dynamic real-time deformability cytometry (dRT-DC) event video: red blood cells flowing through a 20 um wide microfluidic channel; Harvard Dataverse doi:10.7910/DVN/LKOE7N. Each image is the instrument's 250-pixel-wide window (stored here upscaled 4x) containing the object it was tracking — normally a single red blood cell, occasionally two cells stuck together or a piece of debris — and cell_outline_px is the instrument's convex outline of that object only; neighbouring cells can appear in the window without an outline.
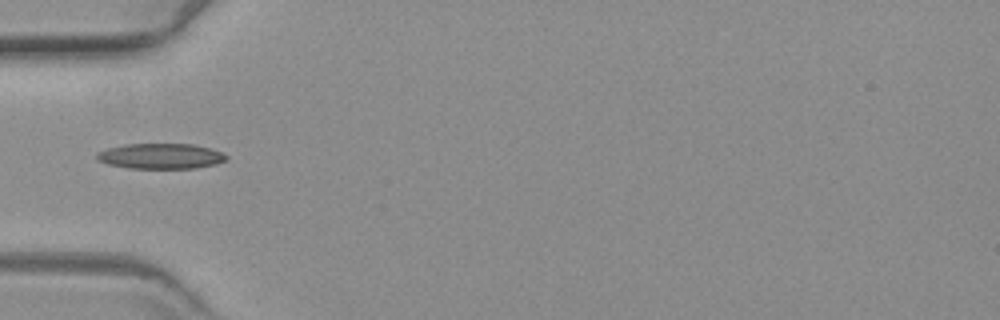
{"species": "common noctule bat (a hibernating species)", "species_latin": "Nyctalus noctula", "temperature_condition": "warm", "stored_images_in_passage": 40, "camera_frame_rate_fps": 3000, "um_per_image_px": 0.085, "animal": {"sex": "female", "body_mass_g": 19.3, "forearm_length_mm": 54.1}, "frame": {"image": 1, "passage_image": 1, "time_ms": 0.0, "image_size_px": [1000, 320], "cell_outline_px": [[228, 160], [216, 164], [196, 168], [128, 168], [108, 164], [96, 160], [96, 152], [108, 148], [124, 144], [192, 144], [208, 148], [220, 152], [228, 156]], "centroid_in_image_um": [13.64, 13.27], "position_along_channel_um": 71.4, "area_um2": 19.19}}
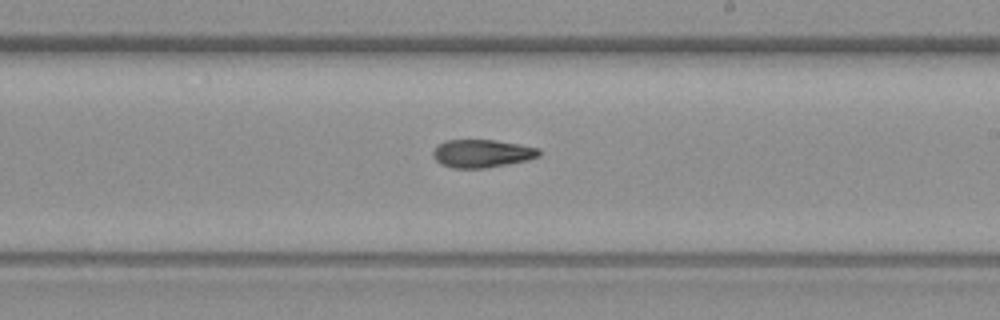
{"frame": {"image": 2, "passage_image": 16, "time_ms": 5.0, "image_size_px": [1000, 320], "cell_outline_px": [[540, 156], [528, 160], [508, 164], [484, 168], [452, 168], [440, 164], [432, 156], [432, 152], [444, 140], [496, 140], [520, 144], [540, 148]], "centroid_in_image_um": [40.98, 13.05], "position_along_channel_um": 248.0, "area_um2": 17.4}}
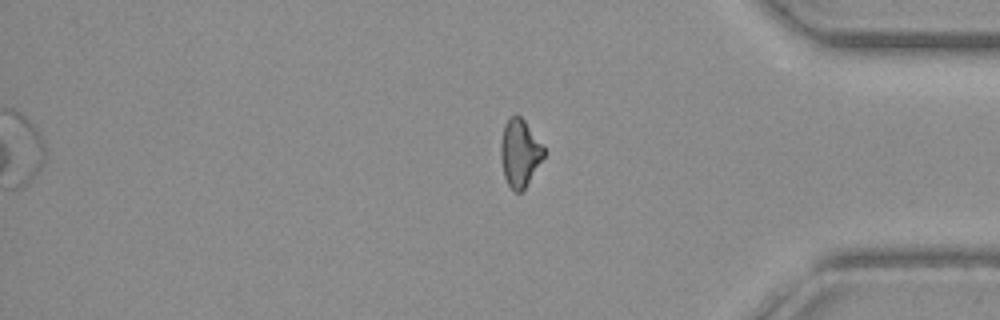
{"frame": {"image": 3, "passage_image": 30, "time_ms": 9.667, "image_size_px": [1000, 320], "cell_outline_px": [[548, 152], [524, 188], [520, 192], [516, 192], [508, 184], [504, 176], [500, 156], [500, 144], [504, 124], [508, 116], [516, 112], [524, 120]], "centroid_in_image_um": [44.18, 12.94], "position_along_channel_um": 391.0, "area_um2": 17.17}}